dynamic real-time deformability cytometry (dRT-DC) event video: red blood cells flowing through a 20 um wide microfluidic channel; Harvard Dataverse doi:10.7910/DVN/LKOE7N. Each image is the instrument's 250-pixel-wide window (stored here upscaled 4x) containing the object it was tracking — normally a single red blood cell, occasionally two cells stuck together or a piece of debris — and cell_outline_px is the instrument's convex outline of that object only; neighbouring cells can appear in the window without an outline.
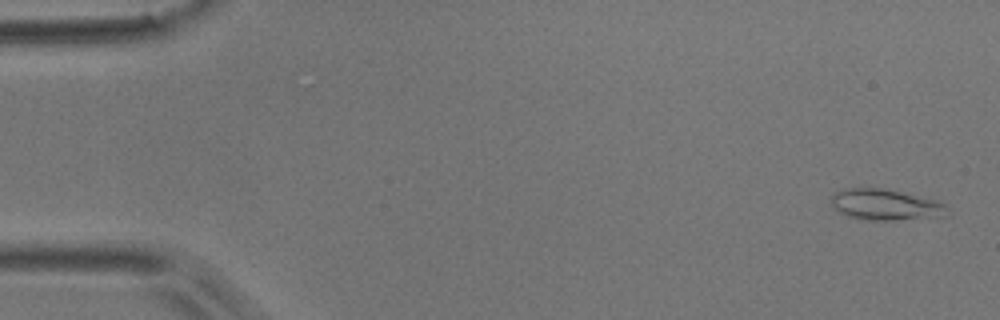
{"species": "common noctule bat (a hibernating species)", "species_latin": "Nyctalus noctula", "temperature_condition": "room temperature", "stored_images_in_passage": 4, "camera_frame_rate_fps": 3000, "um_per_image_px": 0.085, "animal": {"sex": "male", "body_mass_g": 17.9}, "frame": {"image": 1, "passage_image": 1, "time_ms": 0.0, "image_size_px": [1000, 320], "cell_outline_px": [[952, 212], [948, 216], [892, 220], [868, 220], [848, 216], [840, 212], [832, 204], [832, 196], [836, 192], [844, 188], [880, 188], [900, 192], [936, 200], [948, 204]], "centroid_in_image_um": [75.36, 17.41], "position_along_channel_um": 9.6, "area_um2": 20.98}}
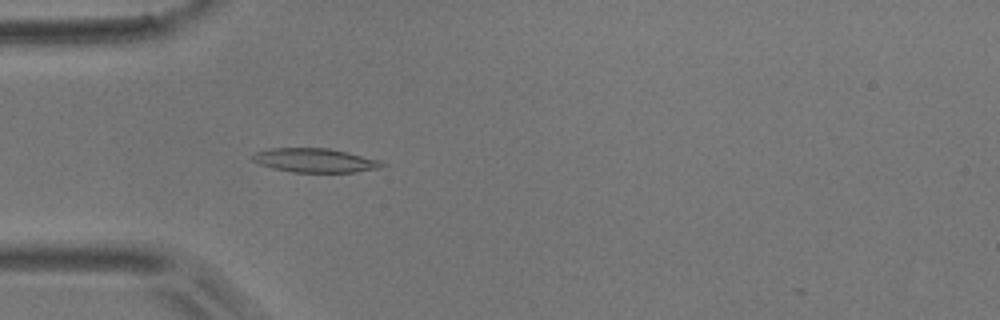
{"frame": {"image": 2, "passage_image": 4, "time_ms": 4.667, "image_size_px": [1000, 320], "cell_outline_px": [[388, 164], [384, 168], [356, 172], [292, 172], [272, 168], [260, 164], [252, 160], [252, 156], [256, 152], [268, 148], [328, 148], [348, 152], [380, 160]], "centroid_in_image_um": [26.84, 13.63], "position_along_channel_um": 58.2, "area_um2": 18.32}}